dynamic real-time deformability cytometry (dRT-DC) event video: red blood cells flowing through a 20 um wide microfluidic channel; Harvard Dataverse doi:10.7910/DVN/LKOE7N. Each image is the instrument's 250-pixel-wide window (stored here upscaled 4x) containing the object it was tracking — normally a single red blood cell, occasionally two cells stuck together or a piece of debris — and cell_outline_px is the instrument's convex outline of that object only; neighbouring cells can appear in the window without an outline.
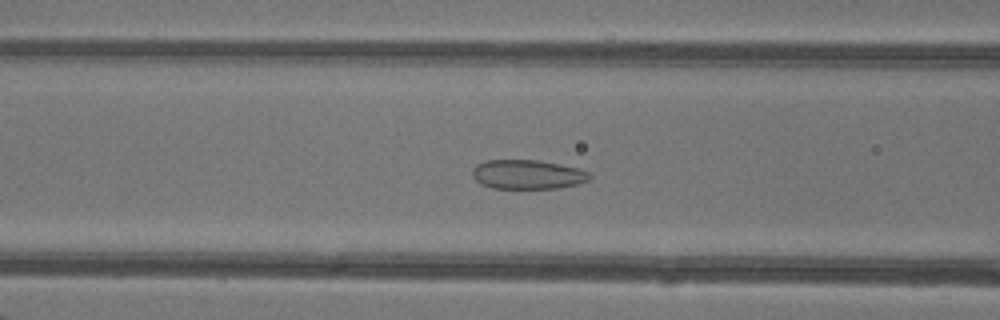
{"species": "common noctule bat (a hibernating species)", "species_latin": "Nyctalus noctula", "temperature_condition": "warm", "stored_images_in_passage": 48, "camera_frame_rate_fps": 3000, "um_per_image_px": 0.085, "animal": {"sex": "female"}, "frame": {"image": 1, "passage_image": 19, "time_ms": 6.0, "image_size_px": [1000, 320], "cell_outline_px": [[592, 176], [588, 180], [576, 184], [560, 188], [492, 188], [480, 184], [472, 176], [472, 168], [476, 164], [484, 160], [536, 160], [560, 164], [592, 172]], "centroid_in_image_um": [44.82, 14.82], "position_along_channel_um": 121.8, "area_um2": 20.11}}
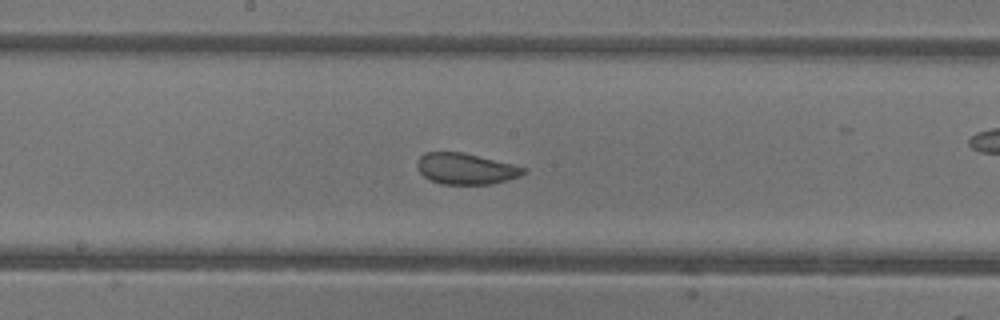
{"frame": {"image": 2, "passage_image": 25, "time_ms": 8.0, "image_size_px": [1000, 320], "cell_outline_px": [[528, 172], [520, 176], [492, 184], [440, 184], [424, 176], [416, 168], [416, 164], [420, 156], [424, 152], [464, 152], [512, 164], [524, 168]], "centroid_in_image_um": [39.57, 14.34], "position_along_channel_um": 208.6, "area_um2": 19.25}}
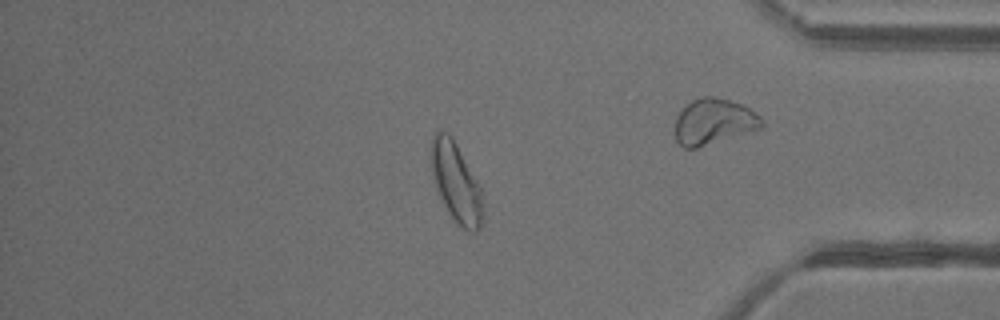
{"frame": {"image": 3, "passage_image": 40, "time_ms": 13.0, "image_size_px": [1000, 320], "cell_outline_px": [[484, 204], [480, 228], [476, 232], [468, 232], [456, 224], [452, 220], [436, 188], [432, 176], [432, 136], [436, 128], [440, 128], [448, 132], [452, 136], [480, 188]], "centroid_in_image_um": [38.76, 15.52], "position_along_channel_um": 396.4, "area_um2": 23.99}, "authors_computed_cell_mechanics": {"area_um2": 23.5824, "velocity_mm_per_s": 4.3361, "shape_relaxation_time_tau1_ms": null, "shape_relaxation_time_tau2_ms": 0.9703, "deformation_change_tau1": null, "deformation_change_tau2": 0.0705}}